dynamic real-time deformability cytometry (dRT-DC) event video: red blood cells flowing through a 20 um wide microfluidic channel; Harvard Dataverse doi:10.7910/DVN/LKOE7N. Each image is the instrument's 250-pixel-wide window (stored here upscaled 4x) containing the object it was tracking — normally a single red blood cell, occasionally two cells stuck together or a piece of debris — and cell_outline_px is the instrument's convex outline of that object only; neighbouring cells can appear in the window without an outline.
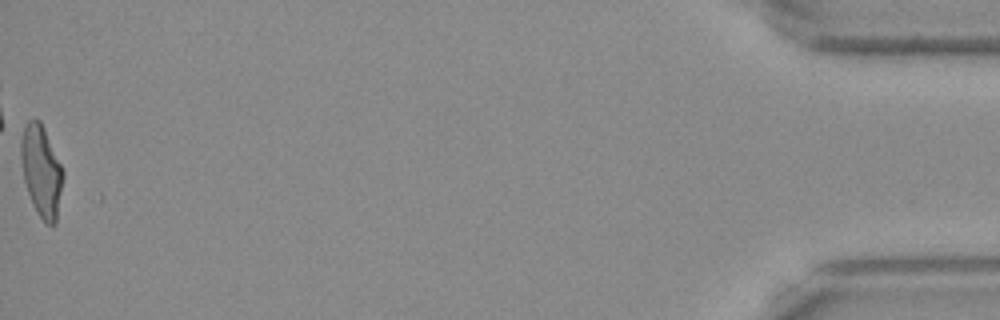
{"species": "Egyptian fruit bat (a non-hibernating species)", "species_latin": "Rousettus aegyptiacus", "temperature_condition": "warm", "stored_images_in_passage": 54, "camera_frame_rate_fps": 3000, "um_per_image_px": 0.085, "frame": {"image": 1, "passage_image": 54, "time_ms": 17.667, "image_size_px": [1000, 320], "cell_outline_px": [[64, 176], [56, 224], [52, 228], [44, 224], [32, 204], [24, 180], [20, 156], [20, 140], [24, 128], [28, 120], [40, 120], [44, 128], [64, 172]], "centroid_in_image_um": [3.52, 14.6], "position_along_channel_um": 431.7, "area_um2": 22.54}}